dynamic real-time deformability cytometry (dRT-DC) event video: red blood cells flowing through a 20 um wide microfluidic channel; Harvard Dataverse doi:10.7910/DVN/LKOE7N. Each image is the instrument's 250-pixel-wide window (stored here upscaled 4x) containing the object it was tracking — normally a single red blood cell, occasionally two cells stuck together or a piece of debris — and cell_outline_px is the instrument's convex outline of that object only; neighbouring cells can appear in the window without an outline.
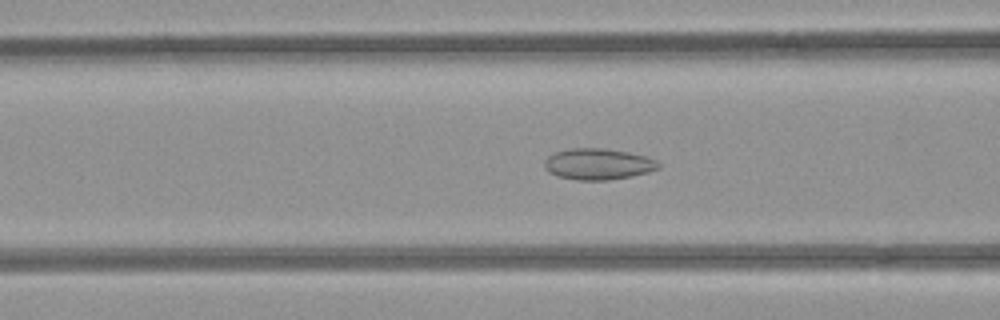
{"species": "common noctule bat (a hibernating species)", "species_latin": "Nyctalus noctula", "temperature_condition": "room temperature", "stored_images_in_passage": 30, "camera_frame_rate_fps": 3000, "um_per_image_px": 0.085, "animal": {"sex": "female", "body_mass_g": 21.9}, "frame": {"image": 1, "passage_image": 9, "time_ms": 2.667, "image_size_px": [1000, 320], "cell_outline_px": [[660, 168], [648, 172], [632, 176], [608, 180], [576, 180], [556, 176], [548, 172], [544, 168], [544, 160], [548, 156], [556, 152], [572, 148], [600, 148], [628, 152], [644, 156], [656, 160], [660, 164]], "centroid_in_image_um": [50.81, 13.95], "position_along_channel_um": 115.8, "area_um2": 20.75}}
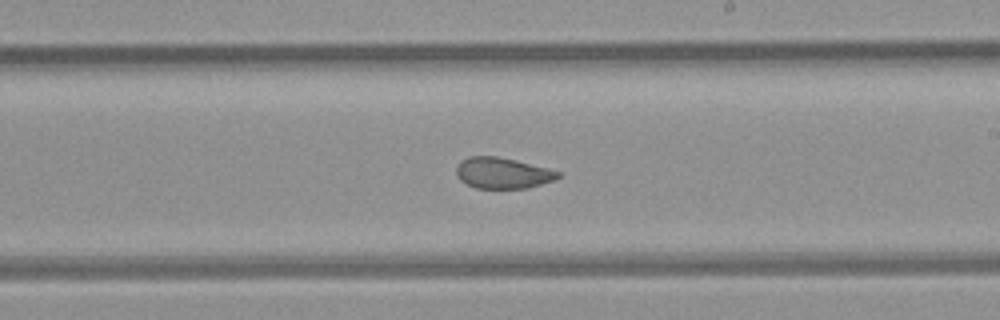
{"frame": {"image": 2, "passage_image": 19, "time_ms": 6.0, "image_size_px": [1000, 320], "cell_outline_px": [[560, 176], [552, 180], [528, 188], [476, 188], [460, 180], [456, 176], [456, 168], [460, 160], [468, 156], [496, 156], [548, 168], [560, 172]], "centroid_in_image_um": [42.67, 14.7], "position_along_channel_um": 246.3, "area_um2": 18.21}}
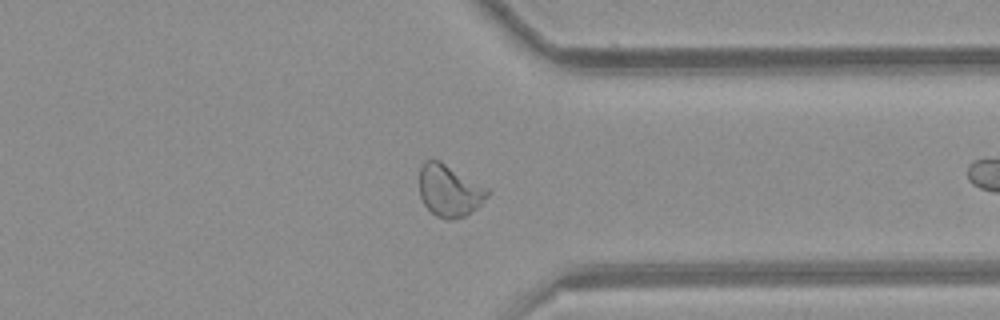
{"frame": {"image": 3, "passage_image": 29, "time_ms": 9.333, "image_size_px": [1000, 320], "cell_outline_px": [[492, 192], [476, 208], [464, 216], [452, 220], [448, 220], [436, 216], [424, 204], [420, 196], [420, 164], [424, 160], [440, 160], [488, 188]], "centroid_in_image_um": [38.19, 16.19], "position_along_channel_um": 373.2, "area_um2": 20.63}}